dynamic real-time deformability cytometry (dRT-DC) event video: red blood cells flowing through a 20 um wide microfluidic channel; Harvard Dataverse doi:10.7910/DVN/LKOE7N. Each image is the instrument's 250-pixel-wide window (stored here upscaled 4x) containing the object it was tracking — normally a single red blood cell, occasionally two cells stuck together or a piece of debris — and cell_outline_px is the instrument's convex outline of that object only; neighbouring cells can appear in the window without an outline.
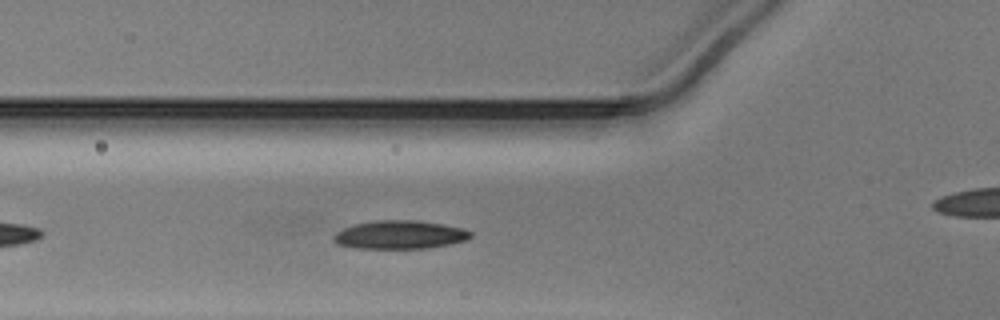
{"species": "Egyptian fruit bat (a non-hibernating species)", "species_latin": "Rousettus aegyptiacus", "temperature_condition": "warm", "stored_images_in_passage": 30, "camera_frame_rate_fps": 3000, "um_per_image_px": 0.085, "animal": {"sex": "male"}, "frame": {"image": 1, "passage_image": 6, "time_ms": 1.667, "image_size_px": [1000, 320], "cell_outline_px": [[472, 236], [468, 240], [428, 248], [356, 248], [336, 244], [332, 240], [332, 236], [336, 232], [352, 224], [372, 220], [416, 220], [464, 228], [472, 232]], "centroid_in_image_um": [33.95, 19.95], "position_along_channel_um": 91.8, "area_um2": 22.83}}
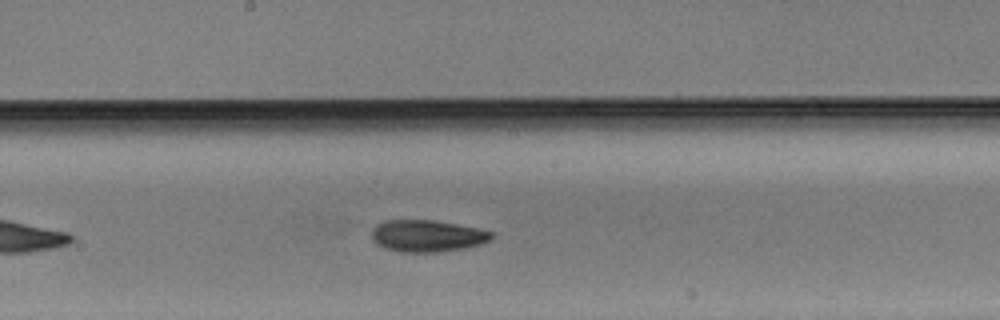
{"frame": {"image": 2, "passage_image": 15, "time_ms": 4.667, "image_size_px": [1000, 320], "cell_outline_px": [[492, 236], [488, 240], [480, 244], [464, 248], [440, 252], [400, 252], [384, 248], [376, 244], [372, 240], [372, 228], [376, 224], [384, 220], [432, 220], [456, 224], [476, 228], [492, 232]], "centroid_in_image_um": [36.24, 20.05], "position_along_channel_um": 212.0, "area_um2": 22.2}}
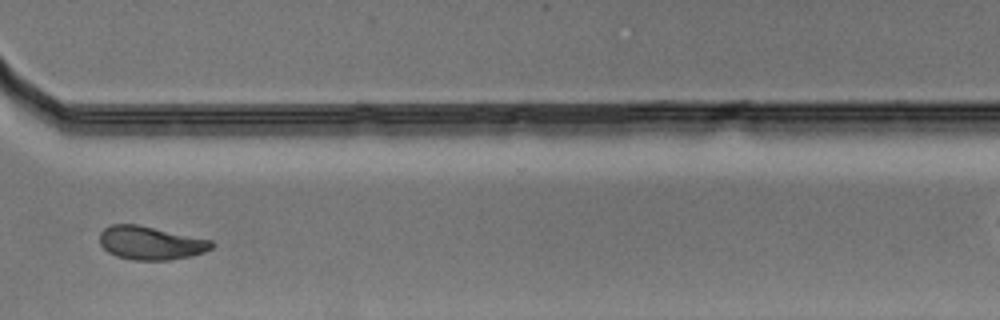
{"frame": {"image": 3, "passage_image": 26, "time_ms": 8.333, "image_size_px": [1000, 320], "cell_outline_px": [[216, 244], [212, 248], [204, 252], [188, 256], [168, 260], [132, 260], [116, 256], [108, 252], [100, 244], [100, 232], [104, 228], [112, 224], [136, 224], [212, 240]], "centroid_in_image_um": [12.79, 20.65], "position_along_channel_um": 357.8, "area_um2": 21.73}}